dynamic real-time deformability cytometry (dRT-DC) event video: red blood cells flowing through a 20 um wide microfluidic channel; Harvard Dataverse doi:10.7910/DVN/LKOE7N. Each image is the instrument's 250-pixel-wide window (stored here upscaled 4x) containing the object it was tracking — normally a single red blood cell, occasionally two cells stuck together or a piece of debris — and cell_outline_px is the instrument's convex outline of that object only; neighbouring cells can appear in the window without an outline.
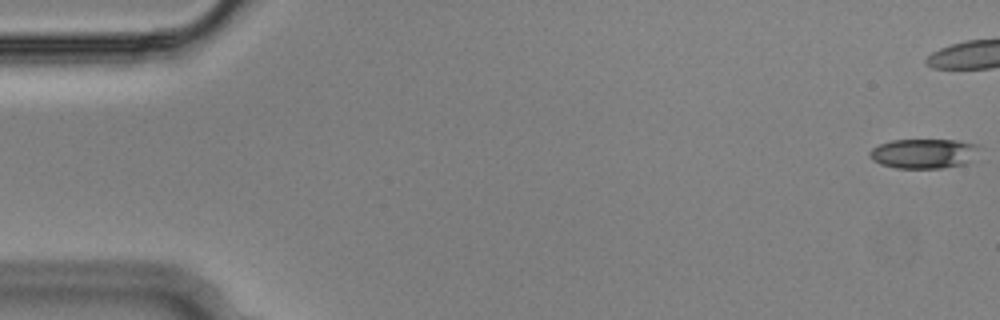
{"species": "Egyptian fruit bat (a non-hibernating species)", "species_latin": "Rousettus aegyptiacus", "temperature_condition": "cold", "stored_images_in_passage": 44, "camera_frame_rate_fps": 3000, "um_per_image_px": 0.085, "animal": {"sex": "male"}, "frame": {"image": 1, "passage_image": 1, "time_ms": 0.0, "image_size_px": [1000, 320], "cell_outline_px": [[980, 144], [968, 160], [964, 164], [940, 168], [896, 168], [880, 164], [872, 160], [868, 152], [872, 148], [880, 144], [892, 140], [956, 140]], "centroid_in_image_um": [78.44, 13.04], "position_along_channel_um": 6.6, "area_um2": 18.67}}
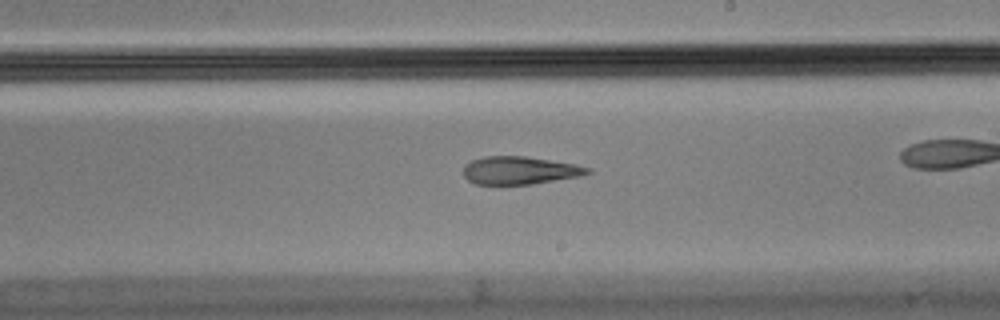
{"frame": {"image": 2, "passage_image": 32, "time_ms": 10.333, "image_size_px": [1000, 320], "cell_outline_px": [[592, 172], [584, 176], [532, 184], [476, 184], [468, 180], [464, 176], [464, 164], [472, 160], [484, 156], [524, 156], [576, 164], [592, 168]], "centroid_in_image_um": [44.22, 14.48], "position_along_channel_um": 244.8, "area_um2": 20.35}}